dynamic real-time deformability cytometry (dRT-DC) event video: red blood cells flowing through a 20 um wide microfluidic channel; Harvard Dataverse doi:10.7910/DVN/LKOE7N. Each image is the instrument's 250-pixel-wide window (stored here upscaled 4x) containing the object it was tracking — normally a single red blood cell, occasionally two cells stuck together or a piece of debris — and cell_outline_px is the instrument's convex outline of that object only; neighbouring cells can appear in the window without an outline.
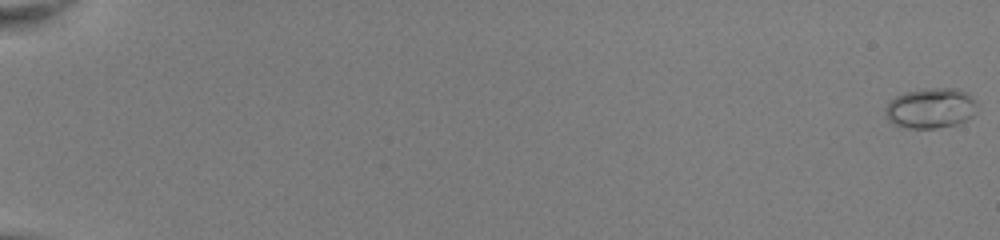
{"species": "common noctule bat (a hibernating species)", "species_latin": "Nyctalus noctula", "temperature_condition": "room temperature", "stored_images_in_passage": 53, "camera_frame_rate_fps": 3000, "um_per_image_px": 0.085, "animal": {"sex": "female", "body_mass_g": 22.0, "forearm_length_mm": 56.7}, "frame": {"image": 1, "passage_image": 1, "time_ms": 0.0, "image_size_px": [1000, 240], "cell_outline_px": [[976, 112], [972, 116], [956, 124], [936, 128], [908, 128], [892, 124], [888, 120], [884, 112], [884, 108], [888, 100], [904, 92], [932, 88], [960, 88], [968, 92], [972, 96], [976, 104]], "centroid_in_image_um": [79.08, 9.18], "position_along_channel_um": 5.9, "area_um2": 21.79}}
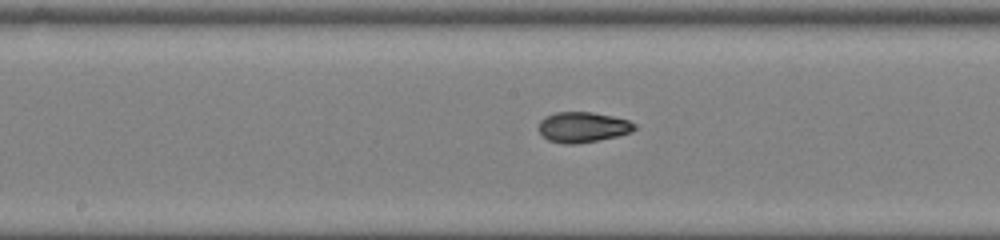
{"frame": {"image": 2, "passage_image": 31, "time_ms": 10.0, "image_size_px": [1000, 240], "cell_outline_px": [[636, 128], [632, 132], [616, 136], [576, 144], [564, 144], [548, 140], [540, 132], [540, 120], [544, 116], [556, 112], [592, 112], [612, 116], [628, 120], [636, 124]], "centroid_in_image_um": [49.54, 10.8], "position_along_channel_um": 198.7, "area_um2": 16.88}}
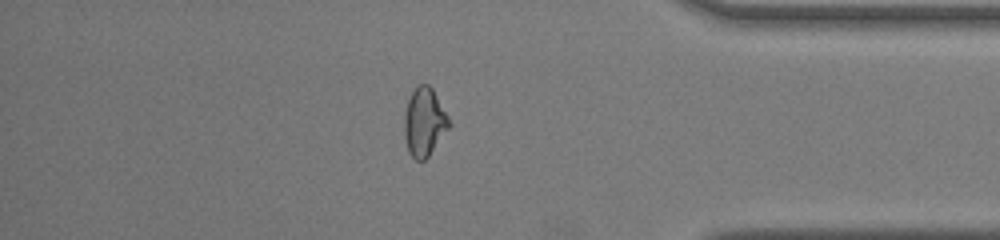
{"frame": {"image": 3, "passage_image": 47, "time_ms": 15.333, "image_size_px": [1000, 240], "cell_outline_px": [[452, 124], [428, 156], [424, 160], [416, 160], [408, 152], [404, 136], [404, 116], [408, 100], [416, 84], [428, 84], [432, 88], [448, 116]], "centroid_in_image_um": [36.06, 10.36], "position_along_channel_um": 399.1, "area_um2": 17.8}, "authors_computed_cell_mechanics": {"area_um2": 17.1088, "velocity_mm_per_s": 4.0698, "shape_relaxation_time_tau1_ms": 4.8685, "shape_relaxation_time_tau2_ms": 1.0368, "deformation_change_tau1": 0.2085, "deformation_change_tau2": 0.0573}}